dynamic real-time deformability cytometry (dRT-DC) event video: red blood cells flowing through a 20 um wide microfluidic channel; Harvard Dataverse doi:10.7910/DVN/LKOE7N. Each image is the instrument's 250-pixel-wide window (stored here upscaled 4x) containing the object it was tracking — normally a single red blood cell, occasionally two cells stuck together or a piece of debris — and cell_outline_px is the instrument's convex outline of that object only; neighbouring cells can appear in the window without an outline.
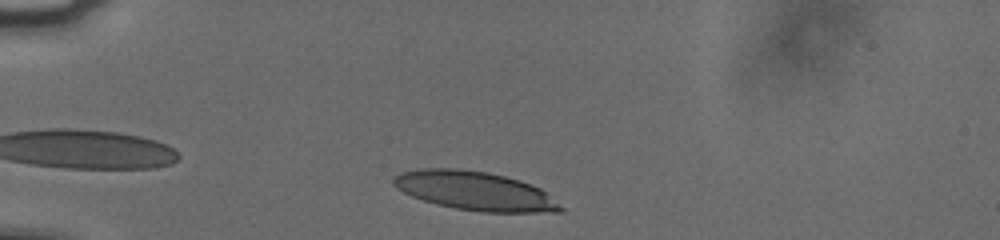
{"species": "human", "species_latin": "Homo sapiens", "temperature_condition": "cold", "stored_images_in_passage": 34, "camera_frame_rate_fps": 3000, "um_per_image_px": 0.085, "donor": {"sex": "male"}, "frame": {"image": 1, "passage_image": 2, "time_ms": 0.333, "image_size_px": [1000, 240], "cell_outline_px": [[564, 208], [560, 212], [480, 212], [456, 208], [436, 204], [412, 196], [396, 188], [392, 184], [392, 180], [400, 172], [424, 168], [460, 168], [488, 172], [520, 180], [532, 184], [540, 188]], "centroid_in_image_um": [40.35, 16.22], "position_along_channel_um": 44.6, "area_um2": 37.74}}
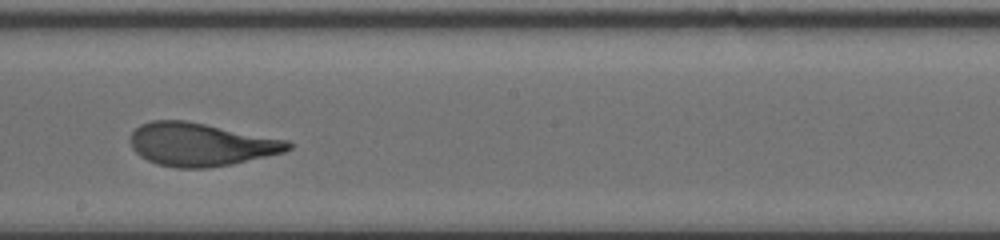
{"frame": {"image": 2, "passage_image": 20, "time_ms": 6.333, "image_size_px": [1000, 240], "cell_outline_px": [[292, 148], [284, 152], [232, 164], [208, 168], [176, 168], [156, 164], [140, 156], [132, 148], [128, 140], [132, 132], [140, 124], [152, 120], [184, 120], [288, 140], [292, 144]], "centroid_in_image_um": [17.03, 12.28], "position_along_channel_um": 231.2, "area_um2": 39.65}}
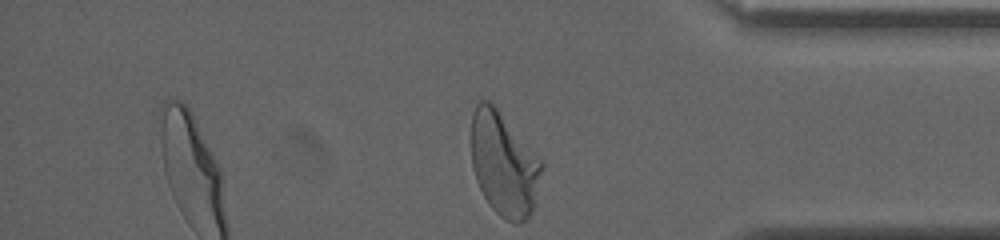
{"frame": {"image": 3, "passage_image": 34, "time_ms": 11.0, "image_size_px": [1000, 240], "cell_outline_px": [[544, 164], [532, 212], [520, 224], [512, 224], [504, 220], [492, 208], [484, 196], [476, 180], [472, 168], [472, 112], [476, 104], [480, 100], [488, 100], [496, 108], [544, 160]], "centroid_in_image_um": [42.85, 13.97], "position_along_channel_um": 392.3, "area_um2": 42.77}, "authors_computed_cell_mechanics": {"area_um2": 39.1884, "velocity_mm_per_s": 3.7644, "shape_relaxation_time_tau1_ms": 4.815, "shape_relaxation_time_tau2_ms": 0.839, "deformation_change_tau1": 0.2161, "deformation_change_tau2": 0.0754}}